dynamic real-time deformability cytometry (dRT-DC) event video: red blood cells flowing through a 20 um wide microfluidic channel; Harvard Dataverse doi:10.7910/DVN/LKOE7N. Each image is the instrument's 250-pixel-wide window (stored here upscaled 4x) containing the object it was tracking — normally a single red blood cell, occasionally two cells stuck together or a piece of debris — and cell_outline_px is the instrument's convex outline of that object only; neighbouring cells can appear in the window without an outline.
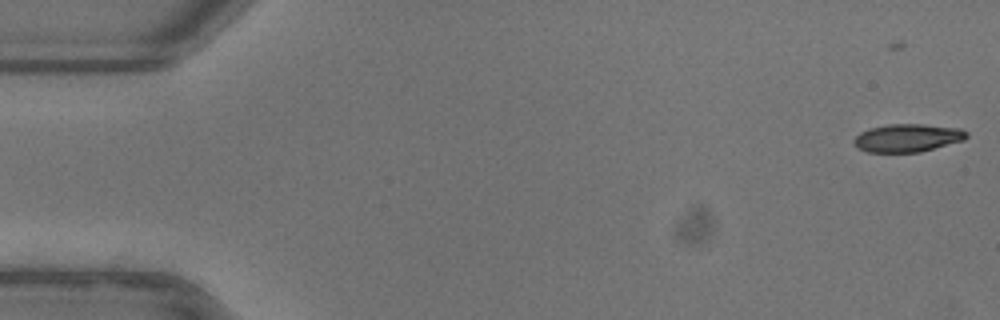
{"species": "common noctule bat (a hibernating species)", "species_latin": "Nyctalus noctula", "temperature_condition": "warm", "stored_images_in_passage": 42, "camera_frame_rate_fps": 3000, "um_per_image_px": 0.085, "animal": {"sex": "female"}, "frame": {"image": 1, "passage_image": 3, "time_ms": 0.667, "image_size_px": [1000, 320], "cell_outline_px": [[968, 136], [964, 140], [920, 152], [868, 152], [856, 148], [852, 140], [860, 132], [868, 128], [888, 124], [924, 124], [960, 128], [968, 132]], "centroid_in_image_um": [77.12, 11.72], "position_along_channel_um": 7.9, "area_um2": 18.55}}
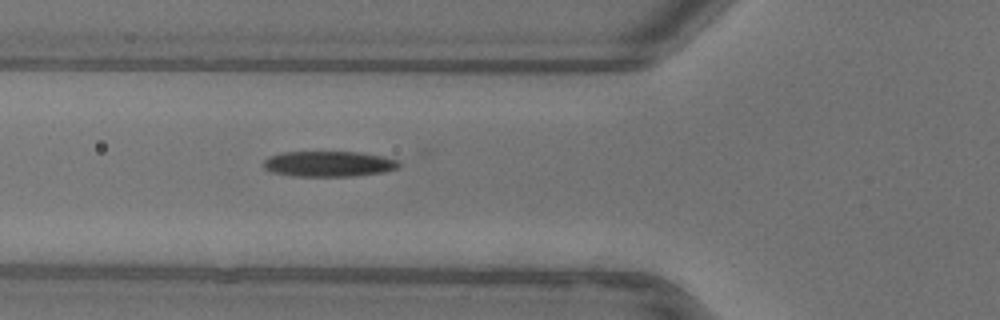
{"frame": {"image": 2, "passage_image": 21, "time_ms": 6.667, "image_size_px": [1000, 320], "cell_outline_px": [[400, 164], [396, 168], [380, 172], [352, 176], [292, 176], [272, 172], [264, 168], [264, 160], [268, 156], [280, 152], [364, 152], [396, 160]], "centroid_in_image_um": [27.87, 13.92], "position_along_channel_um": 97.9, "area_um2": 20.0}}
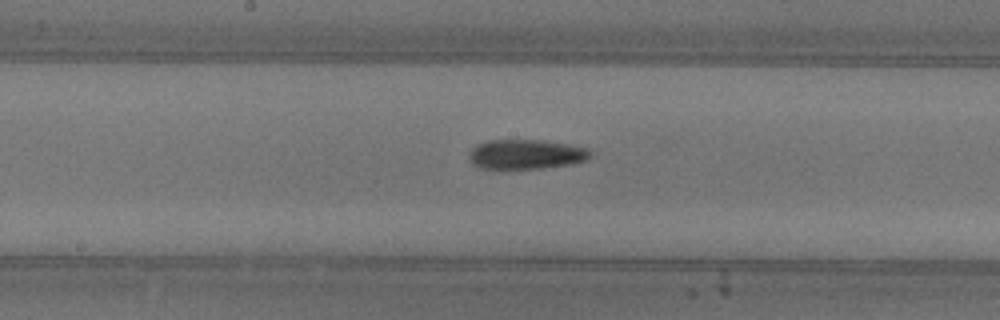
{"frame": {"image": 3, "passage_image": 29, "time_ms": 9.333, "image_size_px": [1000, 320], "cell_outline_px": [[592, 156], [588, 160], [568, 164], [540, 168], [484, 168], [472, 164], [472, 148], [476, 144], [488, 140], [540, 140], [568, 144], [592, 148]], "centroid_in_image_um": [44.8, 13.09], "position_along_channel_um": 203.4, "area_um2": 20.75}}